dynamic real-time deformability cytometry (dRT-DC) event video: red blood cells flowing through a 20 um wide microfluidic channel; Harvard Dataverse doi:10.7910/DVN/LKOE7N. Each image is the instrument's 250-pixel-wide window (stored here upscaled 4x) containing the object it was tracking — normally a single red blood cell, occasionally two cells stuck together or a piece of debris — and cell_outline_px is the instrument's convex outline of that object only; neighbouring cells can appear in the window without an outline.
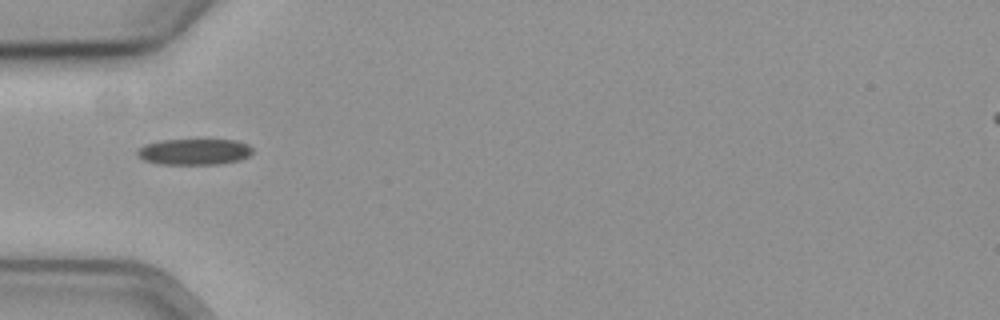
{"species": "common noctule bat (a hibernating species)", "species_latin": "Nyctalus noctula", "temperature_condition": "cold", "stored_images_in_passage": 6, "camera_frame_rate_fps": 3000, "um_per_image_px": 0.085, "animal": {"sex": "female", "body_mass_g": 19.3, "forearm_length_mm": 54.1}, "frame": {"image": 1, "passage_image": 1, "time_ms": 0.0, "image_size_px": [1000, 320], "cell_outline_px": [[252, 152], [248, 156], [240, 160], [220, 164], [156, 164], [144, 160], [136, 156], [136, 152], [144, 144], [160, 140], [236, 140], [248, 144], [252, 148]], "centroid_in_image_um": [16.48, 12.9], "position_along_channel_um": 68.5, "area_um2": 17.63}}
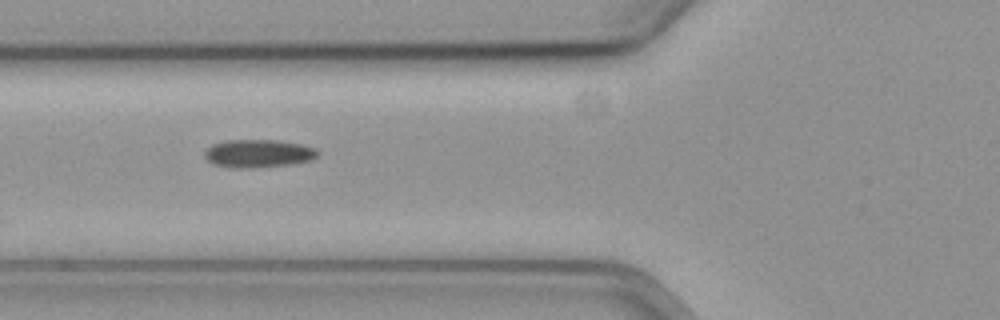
{"frame": {"image": 2, "passage_image": 4, "time_ms": 1.0, "image_size_px": [1000, 320], "cell_outline_px": [[320, 152], [312, 160], [292, 164], [252, 168], [236, 168], [216, 164], [208, 160], [204, 156], [204, 152], [212, 144], [228, 140], [276, 140], [304, 144], [316, 148]], "centroid_in_image_um": [22.01, 13.04], "position_along_channel_um": 103.8, "area_um2": 18.5}}